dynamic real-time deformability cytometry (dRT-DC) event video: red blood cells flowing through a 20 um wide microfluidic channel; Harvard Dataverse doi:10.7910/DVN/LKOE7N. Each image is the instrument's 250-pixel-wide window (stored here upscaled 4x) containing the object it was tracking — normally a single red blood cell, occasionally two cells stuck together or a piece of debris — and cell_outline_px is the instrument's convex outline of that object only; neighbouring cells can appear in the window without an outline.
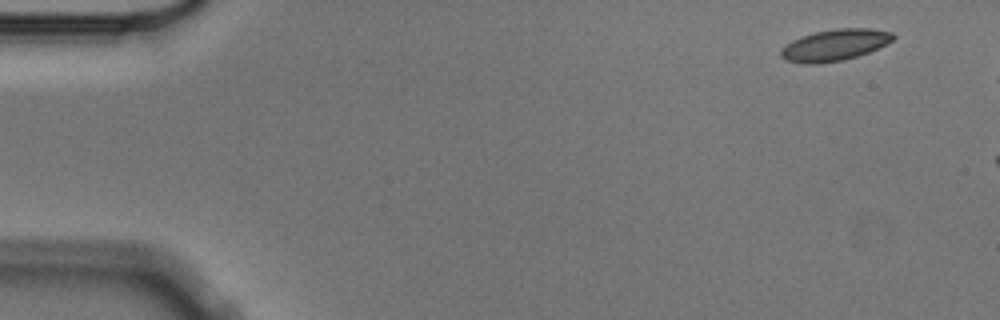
{"species": "Egyptian fruit bat (a non-hibernating species)", "species_latin": "Rousettus aegyptiacus", "temperature_condition": "cold", "stored_images_in_passage": 3, "camera_frame_rate_fps": 3000, "um_per_image_px": 0.085, "animal": {"sex": "male"}, "frame": {"image": 1, "passage_image": 1, "time_ms": 0.0, "image_size_px": [1000, 320], "cell_outline_px": [[896, 36], [892, 40], [868, 52], [844, 60], [820, 64], [800, 64], [784, 60], [780, 56], [780, 48], [792, 40], [816, 32], [836, 28], [872, 28], [892, 32]], "centroid_in_image_um": [70.9, 3.84], "position_along_channel_um": 14.1, "area_um2": 20.63}}